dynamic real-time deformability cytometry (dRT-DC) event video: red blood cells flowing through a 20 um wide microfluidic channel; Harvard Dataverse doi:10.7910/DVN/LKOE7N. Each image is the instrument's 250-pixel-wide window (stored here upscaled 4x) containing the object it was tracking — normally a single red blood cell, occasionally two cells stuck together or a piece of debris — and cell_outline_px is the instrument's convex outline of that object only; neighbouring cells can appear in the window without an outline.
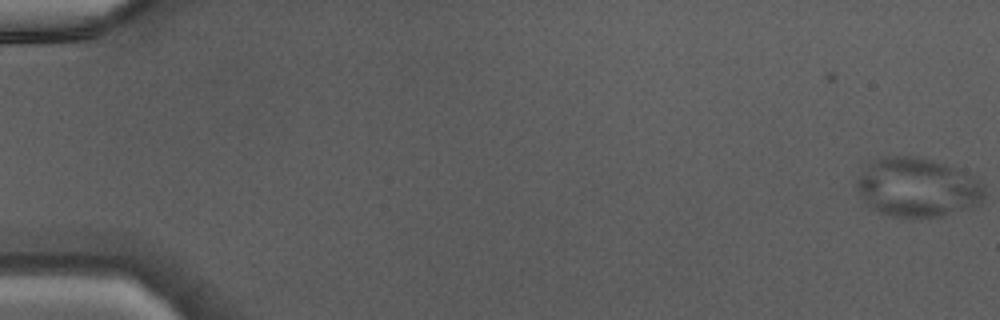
{"species": "Egyptian fruit bat (a non-hibernating species)", "species_latin": "Rousettus aegyptiacus", "temperature_condition": "warm", "stored_images_in_passage": 47, "camera_frame_rate_fps": 3000, "um_per_image_px": 0.085, "animal": {"sex": "male"}, "frame": {"image": 1, "passage_image": 1, "time_ms": 0.0, "image_size_px": [1000, 320], "cell_outline_px": [[984, 196], [980, 204], [944, 216], [888, 216], [876, 212], [868, 208], [860, 200], [856, 188], [856, 180], [860, 172], [868, 164], [884, 156], [920, 156], [944, 164], [976, 176], [984, 184]], "centroid_in_image_um": [77.94, 15.93], "position_along_channel_um": 7.1, "area_um2": 44.56}}
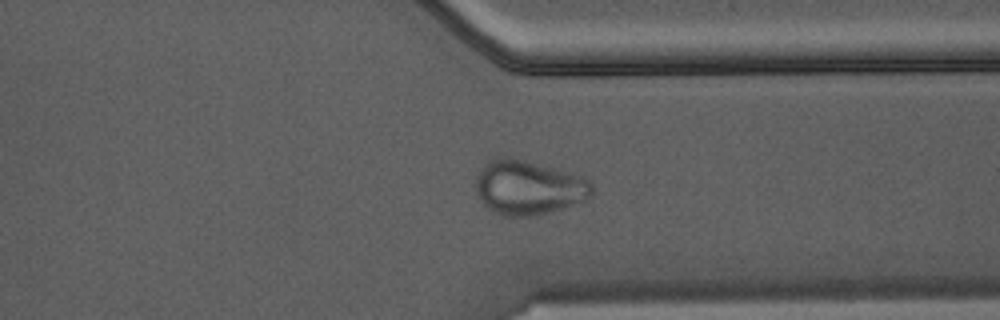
{"frame": {"image": 2, "passage_image": 37, "time_ms": 12.0, "image_size_px": [1000, 320], "cell_outline_px": [[592, 196], [584, 200], [536, 216], [504, 216], [488, 208], [476, 192], [476, 180], [484, 164], [496, 156], [512, 156], [580, 176], [588, 180], [592, 184]], "centroid_in_image_um": [44.89, 15.92], "position_along_channel_um": 366.5, "area_um2": 36.41}}
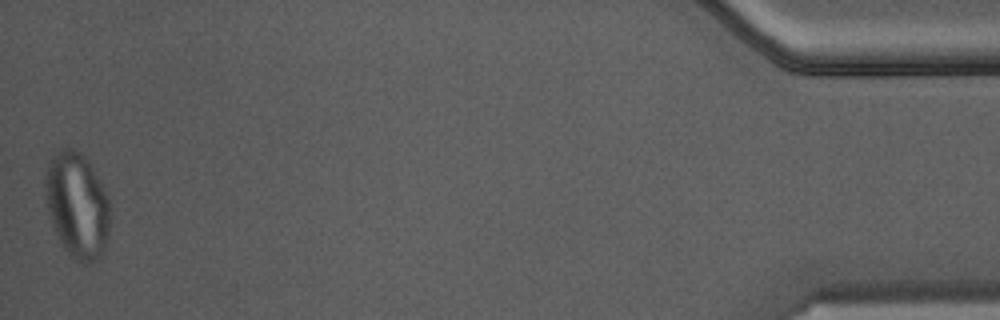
{"frame": {"image": 3, "passage_image": 47, "time_ms": 15.333, "image_size_px": [1000, 320], "cell_outline_px": [[108, 232], [104, 248], [100, 260], [88, 264], [84, 264], [76, 260], [60, 244], [52, 224], [48, 212], [44, 188], [44, 180], [48, 164], [64, 148], [72, 148], [80, 152], [88, 160], [108, 196]], "centroid_in_image_um": [6.55, 17.49], "position_along_channel_um": 428.7, "area_um2": 39.54}}